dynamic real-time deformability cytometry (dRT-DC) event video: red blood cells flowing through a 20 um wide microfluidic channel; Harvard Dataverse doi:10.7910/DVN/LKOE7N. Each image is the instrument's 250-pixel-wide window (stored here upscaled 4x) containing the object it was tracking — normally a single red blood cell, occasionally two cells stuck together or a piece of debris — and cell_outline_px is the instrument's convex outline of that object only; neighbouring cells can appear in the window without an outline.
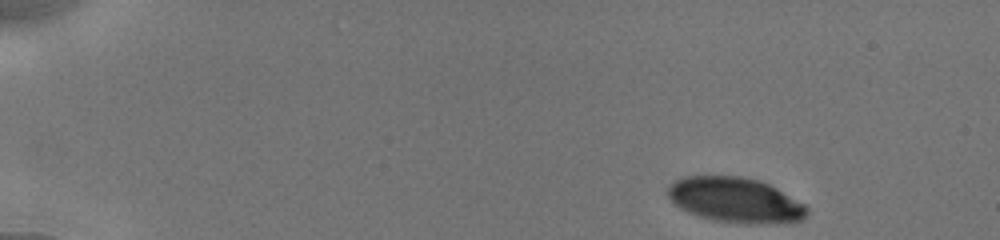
{"species": "human", "species_latin": "Homo sapiens", "temperature_condition": "cold", "stored_images_in_passage": 20, "camera_frame_rate_fps": 3000, "um_per_image_px": 0.085, "donor": {"sex": "male"}, "frame": {"image": 1, "passage_image": 1, "time_ms": 0.0, "image_size_px": [1000, 240], "cell_outline_px": [[808, 216], [804, 220], [764, 224], [744, 224], [716, 220], [700, 216], [688, 212], [680, 208], [668, 196], [668, 184], [684, 176], [740, 176], [760, 180], [776, 188], [804, 204], [808, 208]], "centroid_in_image_um": [62.52, 17.0], "position_along_channel_um": 22.5, "area_um2": 36.53}}
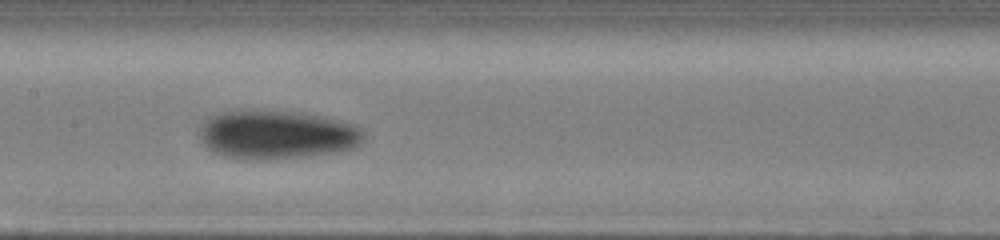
{"frame": {"image": 2, "passage_image": 13, "time_ms": 7.333, "image_size_px": [1000, 240], "cell_outline_px": [[364, 140], [356, 148], [312, 156], [264, 160], [260, 160], [224, 156], [208, 148], [200, 140], [196, 132], [200, 124], [208, 116], [216, 112], [236, 108], [252, 108], [304, 112], [324, 116], [340, 120], [364, 128]], "centroid_in_image_um": [23.49, 11.39], "position_along_channel_um": 183.9, "area_um2": 48.44}}
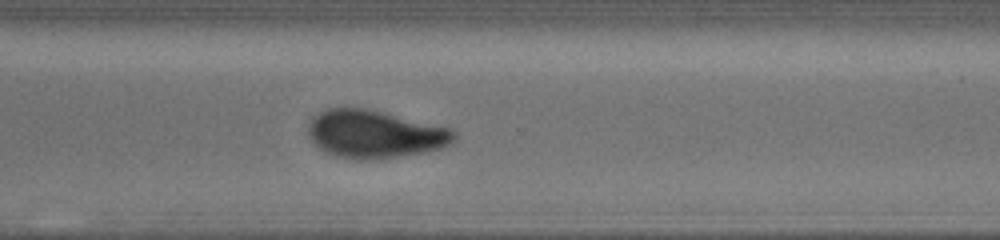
{"frame": {"image": 3, "passage_image": 20, "time_ms": 11.333, "image_size_px": [1000, 240], "cell_outline_px": [[456, 140], [452, 144], [444, 148], [428, 152], [368, 160], [336, 156], [320, 148], [308, 136], [308, 124], [320, 112], [328, 108], [364, 108], [452, 128], [456, 132]], "centroid_in_image_um": [31.92, 11.4], "position_along_channel_um": 338.7, "area_um2": 40.46}}